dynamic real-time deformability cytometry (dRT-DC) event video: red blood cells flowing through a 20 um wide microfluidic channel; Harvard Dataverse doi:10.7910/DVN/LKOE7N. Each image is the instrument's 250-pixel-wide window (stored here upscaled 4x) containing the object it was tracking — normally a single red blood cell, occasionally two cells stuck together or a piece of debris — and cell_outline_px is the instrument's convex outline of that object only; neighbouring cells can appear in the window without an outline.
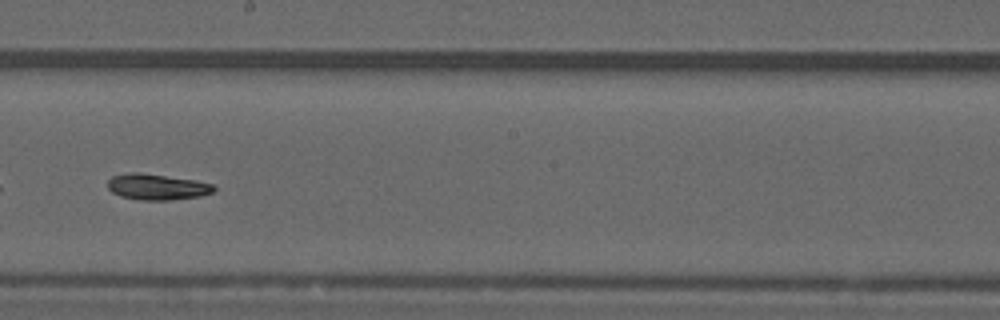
{"species": "common noctule bat (a hibernating species)", "species_latin": "Nyctalus noctula", "temperature_condition": "warm", "stored_images_in_passage": 39, "camera_frame_rate_fps": 3000, "um_per_image_px": 0.085, "animal": {"sex": "male", "forearm_length_mm": 52.5}, "frame": {"image": 1, "passage_image": 17, "time_ms": 5.333, "image_size_px": [1000, 320], "cell_outline_px": [[216, 188], [212, 192], [200, 196], [172, 200], [144, 200], [120, 196], [112, 192], [108, 188], [108, 180], [112, 176], [132, 172], [140, 172], [196, 180], [216, 184]], "centroid_in_image_um": [13.38, 15.88], "position_along_channel_um": 234.8, "area_um2": 16.13}}
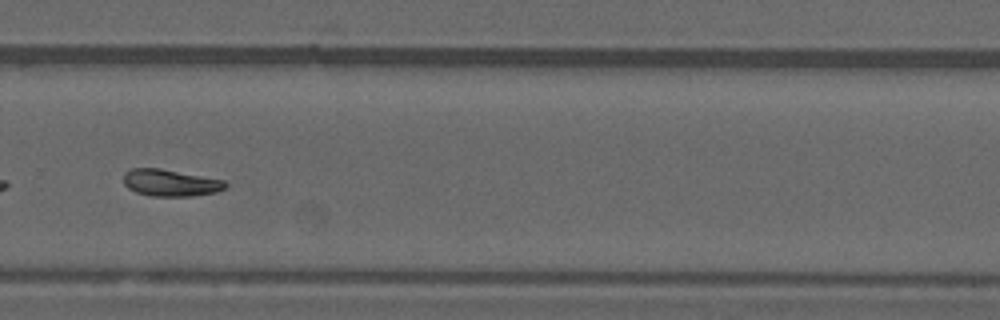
{"frame": {"image": 2, "passage_image": 23, "time_ms": 7.333, "image_size_px": [1000, 320], "cell_outline_px": [[228, 184], [224, 188], [216, 192], [192, 196], [148, 196], [136, 192], [128, 188], [124, 184], [124, 172], [132, 168], [160, 168], [224, 180]], "centroid_in_image_um": [14.46, 15.54], "position_along_channel_um": 315.3, "area_um2": 15.95}, "authors_computed_cell_mechanics": {"area_um2": 16.0684, "velocity_mm_per_s": 4.0308, "shape_relaxation_time_tau1_ms": 9.8002, "shape_relaxation_time_tau2_ms": 5.7763, "deformation_change_tau1": 0.2324, "deformation_change_tau2": 0.115}}